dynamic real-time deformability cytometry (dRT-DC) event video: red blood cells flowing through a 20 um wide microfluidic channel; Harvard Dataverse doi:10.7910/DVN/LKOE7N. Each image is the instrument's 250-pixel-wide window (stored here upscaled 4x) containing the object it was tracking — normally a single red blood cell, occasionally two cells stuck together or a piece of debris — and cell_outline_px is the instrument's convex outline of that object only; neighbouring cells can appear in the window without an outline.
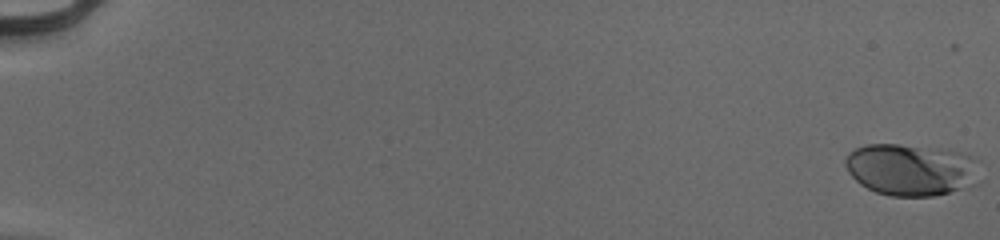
{"species": "human", "species_latin": "Homo sapiens", "temperature_condition": "cold", "stored_images_in_passage": 54, "camera_frame_rate_fps": 3000, "um_per_image_px": 0.085, "donor": {"sex": "male"}, "frame": {"image": 1, "passage_image": 1, "time_ms": 0.0, "image_size_px": [1000, 240], "cell_outline_px": [[984, 180], [980, 184], [936, 196], [888, 196], [876, 192], [860, 184], [848, 172], [844, 164], [844, 160], [848, 152], [864, 144], [900, 144], [956, 152], [968, 156], [972, 160]], "centroid_in_image_um": [77.43, 14.45], "position_along_channel_um": 7.6, "area_um2": 40.86}}
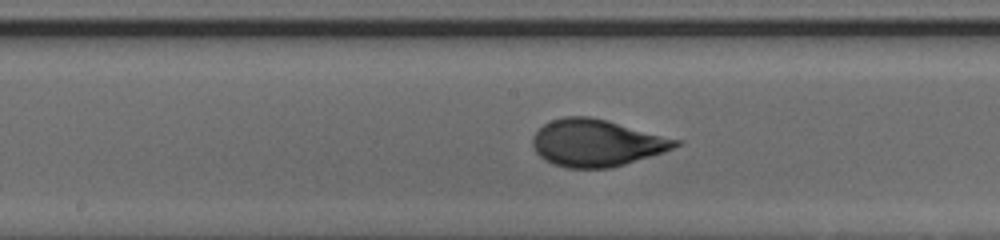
{"frame": {"image": 2, "passage_image": 31, "time_ms": 10.0, "image_size_px": [1000, 240], "cell_outline_px": [[684, 144], [664, 152], [624, 164], [608, 168], [568, 168], [552, 164], [544, 160], [536, 152], [532, 144], [532, 136], [544, 124], [552, 120], [564, 116], [592, 116], [608, 120], [684, 140]], "centroid_in_image_um": [50.75, 12.14], "position_along_channel_um": 197.4, "area_um2": 39.59}}
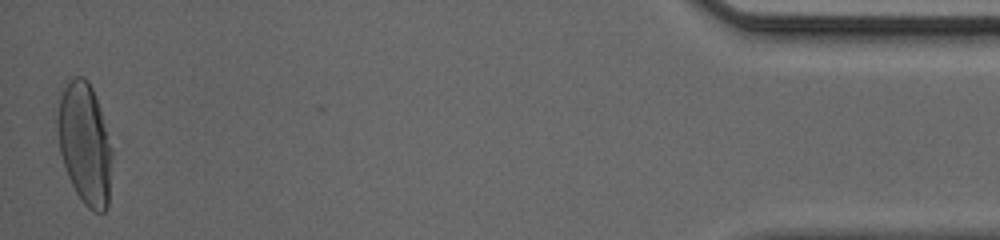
{"frame": {"image": 3, "passage_image": 54, "time_ms": 17.667, "image_size_px": [1000, 240], "cell_outline_px": [[112, 156], [108, 208], [104, 212], [92, 212], [80, 200], [68, 176], [60, 152], [56, 128], [56, 120], [60, 96], [68, 80], [76, 76], [84, 76], [88, 80], [92, 88], [112, 148]], "centroid_in_image_um": [7.19, 12.24], "position_along_channel_um": 428.0, "area_um2": 38.55}, "authors_computed_cell_mechanics": {"area_um2": 37.9746, "velocity_mm_per_s": 4.0054, "shape_relaxation_time_tau1_ms": 4.5533, "shape_relaxation_time_tau2_ms": null, "deformation_change_tau1": 0.2015, "deformation_change_tau2": null}}